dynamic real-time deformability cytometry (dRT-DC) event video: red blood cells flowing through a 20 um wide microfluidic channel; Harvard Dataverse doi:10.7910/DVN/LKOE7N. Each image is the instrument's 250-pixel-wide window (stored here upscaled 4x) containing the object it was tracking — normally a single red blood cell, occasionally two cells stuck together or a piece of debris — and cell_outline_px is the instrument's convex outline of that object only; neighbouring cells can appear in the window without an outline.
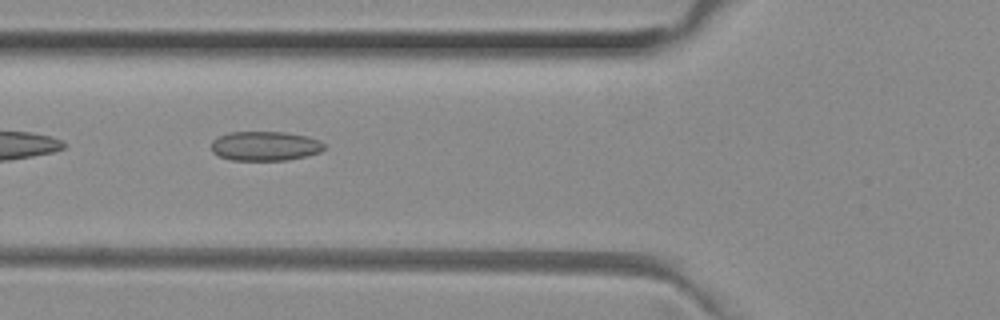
{"species": "common noctule bat (a hibernating species)", "species_latin": "Nyctalus noctula", "temperature_condition": "room temperature", "stored_images_in_passage": 36, "camera_frame_rate_fps": 3000, "um_per_image_px": 0.085, "animal": {"sex": "female", "body_mass_g": 29.2, "forearm_length_mm": 56.3}, "frame": {"image": 1, "passage_image": 4, "time_ms": 1.0, "image_size_px": [1000, 320], "cell_outline_px": [[324, 148], [320, 152], [288, 160], [232, 160], [220, 156], [212, 152], [212, 140], [228, 132], [284, 132], [308, 136], [324, 144]], "centroid_in_image_um": [22.51, 12.41], "position_along_channel_um": 103.3, "area_um2": 19.19}}
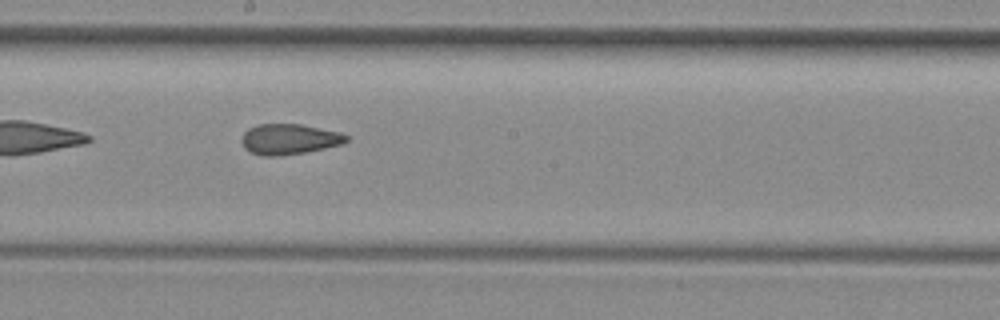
{"frame": {"image": 2, "passage_image": 13, "time_ms": 4.0, "image_size_px": [1000, 320], "cell_outline_px": [[348, 140], [340, 144], [324, 148], [304, 152], [276, 156], [264, 156], [252, 152], [244, 148], [240, 140], [244, 132], [248, 128], [260, 124], [300, 124], [340, 132], [348, 136]], "centroid_in_image_um": [24.55, 11.82], "position_along_channel_um": 223.7, "area_um2": 18.44}}
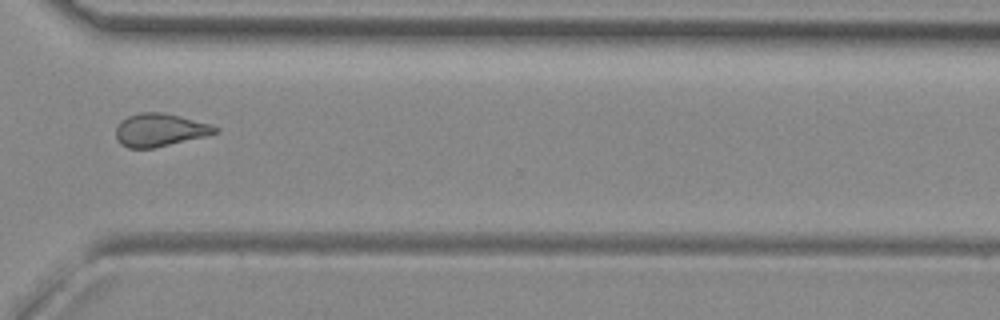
{"frame": {"image": 3, "passage_image": 23, "time_ms": 7.333, "image_size_px": [1000, 320], "cell_outline_px": [[220, 132], [208, 136], [152, 148], [128, 148], [120, 144], [116, 140], [116, 128], [120, 120], [128, 116], [140, 112], [164, 112], [212, 124], [220, 128]], "centroid_in_image_um": [13.61, 11.04], "position_along_channel_um": 357.0, "area_um2": 19.36}, "authors_computed_cell_mechanics": {"area_um2": 18.8428, "velocity_mm_per_s": 3.9999, "shape_relaxation_time_tau1_ms": null, "shape_relaxation_time_tau2_ms": 2.7994, "deformation_change_tau1": null, "deformation_change_tau2": 0.1119}}